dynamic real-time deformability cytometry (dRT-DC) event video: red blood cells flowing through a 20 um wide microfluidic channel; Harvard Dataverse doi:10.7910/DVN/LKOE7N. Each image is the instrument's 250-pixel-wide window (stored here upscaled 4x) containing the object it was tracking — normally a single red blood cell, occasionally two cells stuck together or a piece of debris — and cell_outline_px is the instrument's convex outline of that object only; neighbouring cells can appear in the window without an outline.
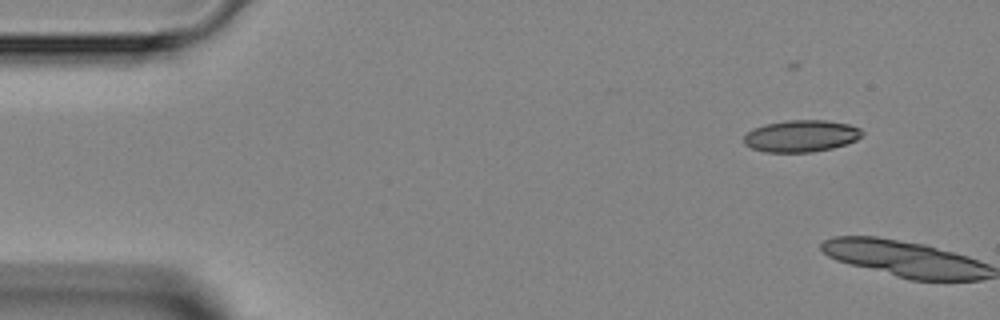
{"species": "Egyptian fruit bat (a non-hibernating species)", "species_latin": "Rousettus aegyptiacus", "temperature_condition": "room temperature", "stored_images_in_passage": 6, "camera_frame_rate_fps": 3000, "um_per_image_px": 0.085, "animal": {"sex": "female"}, "frame": {"image": 1, "passage_image": 2, "time_ms": 2.0, "image_size_px": [1000, 320], "cell_outline_px": [[864, 136], [856, 140], [832, 148], [812, 152], [764, 152], [752, 148], [744, 144], [744, 136], [752, 128], [764, 124], [788, 120], [824, 120], [848, 124], [860, 128], [864, 132]], "centroid_in_image_um": [68.1, 11.56], "position_along_channel_um": 16.9, "area_um2": 22.02}}
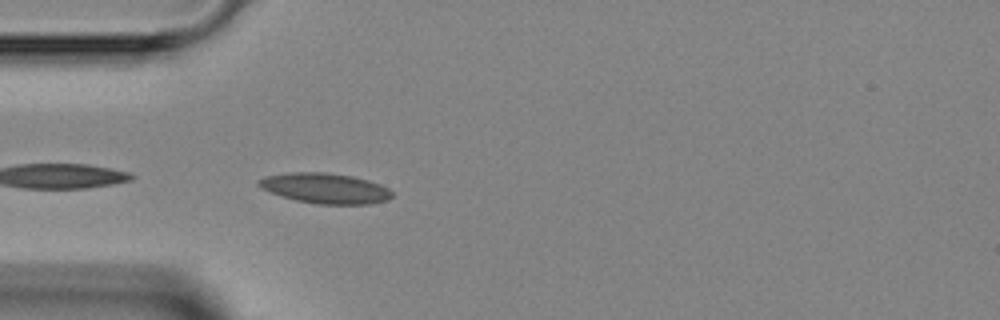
{"frame": {"image": 2, "passage_image": 6, "time_ms": 6.667, "image_size_px": [1000, 320], "cell_outline_px": [[392, 196], [388, 200], [368, 204], [316, 204], [296, 200], [260, 188], [256, 184], [256, 180], [264, 176], [292, 172], [324, 172], [352, 176], [368, 180], [380, 184], [388, 188], [392, 192]], "centroid_in_image_um": [27.63, 16.0], "position_along_channel_um": 57.4, "area_um2": 23.52}}